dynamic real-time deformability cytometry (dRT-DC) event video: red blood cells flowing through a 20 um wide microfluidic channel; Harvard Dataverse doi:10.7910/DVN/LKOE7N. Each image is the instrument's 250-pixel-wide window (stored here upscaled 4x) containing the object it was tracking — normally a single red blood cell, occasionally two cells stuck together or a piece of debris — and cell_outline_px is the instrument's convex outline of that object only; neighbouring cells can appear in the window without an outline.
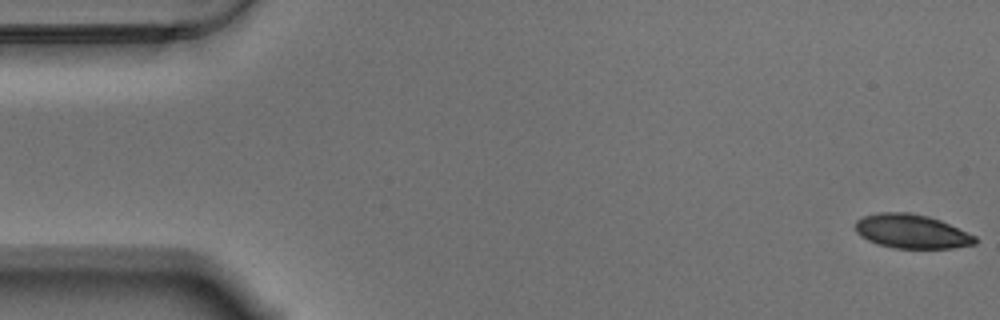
{"species": "Egyptian fruit bat (a non-hibernating species)", "species_latin": "Rousettus aegyptiacus", "temperature_condition": "warm", "stored_images_in_passage": 57, "camera_frame_rate_fps": 3000, "um_per_image_px": 0.085, "animal": {"sex": "male"}, "frame": {"image": 1, "passage_image": 1, "time_ms": 0.0, "image_size_px": [1000, 320], "cell_outline_px": [[976, 244], [952, 248], [892, 248], [876, 244], [860, 236], [856, 232], [856, 220], [864, 216], [876, 212], [908, 212], [940, 220], [976, 236]], "centroid_in_image_um": [77.46, 19.67], "position_along_channel_um": 7.5, "area_um2": 23.7}}
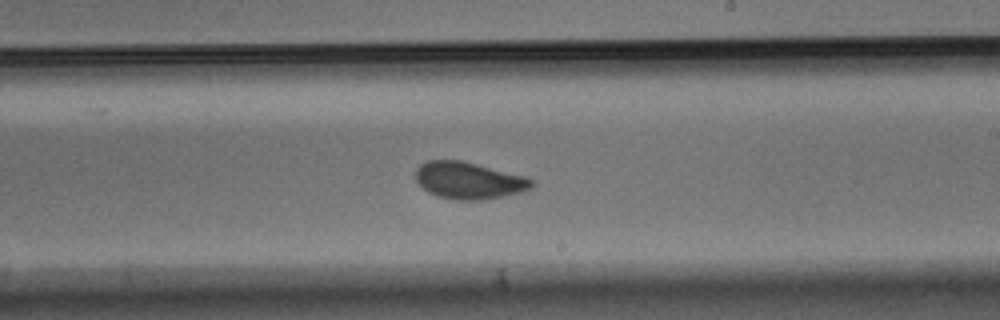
{"frame": {"image": 2, "passage_image": 33, "time_ms": 10.667, "image_size_px": [1000, 320], "cell_outline_px": [[536, 184], [532, 188], [520, 192], [504, 196], [484, 200], [452, 200], [436, 196], [428, 192], [416, 180], [416, 168], [420, 164], [428, 160], [460, 160], [524, 176], [532, 180]], "centroid_in_image_um": [39.84, 15.35], "position_along_channel_um": 249.2, "area_um2": 24.97}}
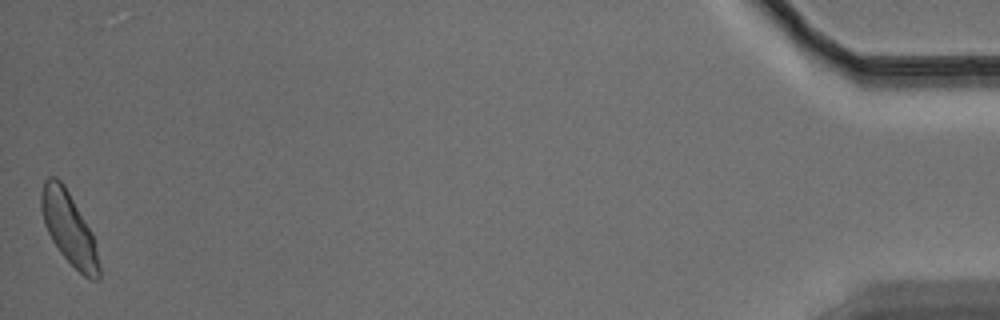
{"frame": {"image": 3, "passage_image": 57, "time_ms": 18.667, "image_size_px": [1000, 320], "cell_outline_px": [[100, 280], [88, 280], [60, 252], [52, 240], [44, 224], [40, 208], [40, 196], [44, 180], [48, 176], [56, 176], [64, 184], [92, 232], [100, 264]], "centroid_in_image_um": [5.86, 19.4], "position_along_channel_um": 429.3, "area_um2": 24.39}, "authors_computed_cell_mechanics": {"area_um2": 24.6806, "velocity_mm_per_s": 3.4797, "shape_relaxation_time_tau1_ms": 3.1906, "shape_relaxation_time_tau2_ms": 0.9886, "deformation_change_tau1": 0.1089, "deformation_change_tau2": 0.0503}}